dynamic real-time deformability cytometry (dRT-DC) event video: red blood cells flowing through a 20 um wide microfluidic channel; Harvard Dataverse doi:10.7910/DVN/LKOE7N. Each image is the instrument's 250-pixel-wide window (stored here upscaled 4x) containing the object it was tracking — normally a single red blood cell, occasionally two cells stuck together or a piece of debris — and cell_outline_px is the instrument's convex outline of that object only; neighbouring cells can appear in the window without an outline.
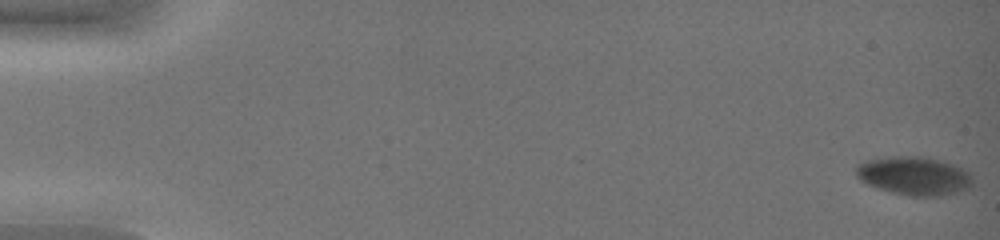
{"species": "common noctule bat (a hibernating species)", "species_latin": "Nyctalus noctula", "temperature_condition": "warm", "stored_images_in_passage": 49, "camera_frame_rate_fps": 3000, "um_per_image_px": 0.085, "animal": {"sex": "female", "body_mass_g": 19.0, "forearm_length_mm": 51.5}, "frame": {"image": 1, "passage_image": 1, "time_ms": 0.0, "image_size_px": [1000, 240], "cell_outline_px": [[972, 188], [940, 196], [908, 196], [892, 192], [868, 184], [860, 180], [856, 176], [856, 168], [860, 164], [868, 160], [892, 156], [920, 156], [944, 160], [968, 172], [972, 176]], "centroid_in_image_um": [77.73, 14.95], "position_along_channel_um": 7.3, "area_um2": 26.07}}
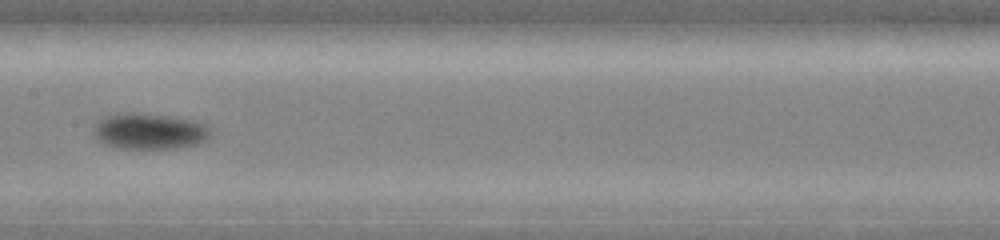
{"frame": {"image": 2, "passage_image": 28, "time_ms": 9.0, "image_size_px": [1000, 240], "cell_outline_px": [[212, 136], [208, 140], [196, 144], [176, 148], [116, 148], [104, 144], [96, 140], [92, 128], [104, 116], [112, 112], [136, 112], [204, 120], [212, 128]], "centroid_in_image_um": [12.76, 11.12], "position_along_channel_um": 194.6, "area_um2": 25.55}}
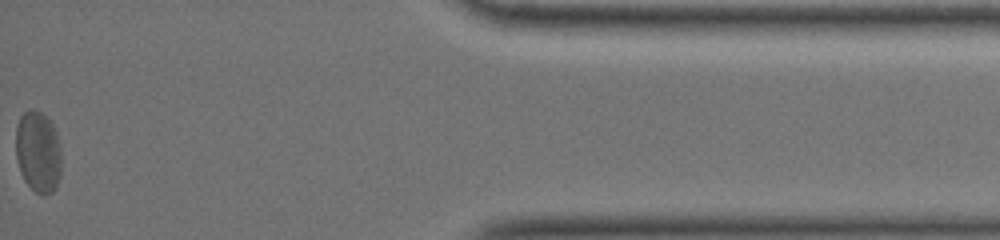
{"frame": {"image": 3, "passage_image": 49, "time_ms": 16.0, "image_size_px": [1000, 240], "cell_outline_px": [[60, 176], [56, 188], [52, 192], [44, 196], [36, 192], [24, 180], [20, 172], [16, 156], [16, 128], [20, 116], [28, 108], [40, 112], [52, 124], [56, 132], [60, 144]], "centroid_in_image_um": [3.23, 12.92], "position_along_channel_um": 432.0, "area_um2": 21.68}, "authors_computed_cell_mechanics": {"area_um2": 25.2008, "velocity_mm_per_s": 4.1013, "shape_relaxation_time_tau1_ms": 4.3183, "shape_relaxation_time_tau2_ms": 3.2944, "deformation_change_tau1": 0.0751, "deformation_change_tau2": 0.0325}}